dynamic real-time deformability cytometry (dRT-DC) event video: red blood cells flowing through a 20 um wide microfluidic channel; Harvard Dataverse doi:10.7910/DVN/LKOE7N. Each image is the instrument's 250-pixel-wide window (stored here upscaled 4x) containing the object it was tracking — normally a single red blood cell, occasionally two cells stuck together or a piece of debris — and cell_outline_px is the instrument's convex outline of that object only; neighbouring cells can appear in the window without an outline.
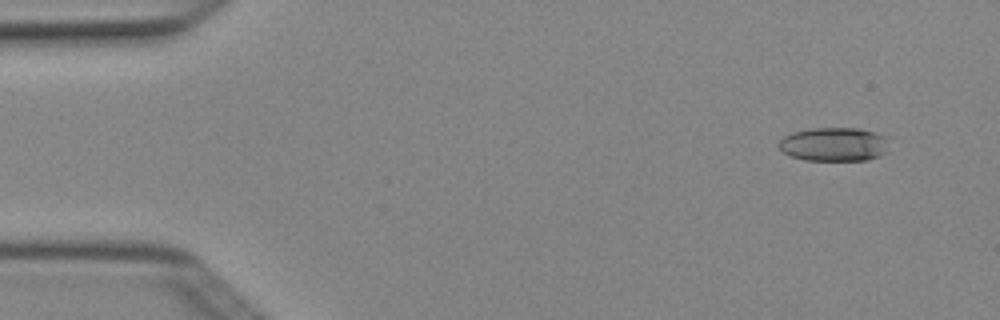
{"species": "Egyptian fruit bat (a non-hibernating species)", "species_latin": "Rousettus aegyptiacus", "temperature_condition": "cold", "stored_images_in_passage": 3, "camera_frame_rate_fps": 3000, "um_per_image_px": 0.085, "animal": {"sex": "female"}, "frame": {"image": 1, "passage_image": 1, "time_ms": 0.0, "image_size_px": [1000, 320], "cell_outline_px": [[888, 152], [880, 156], [868, 160], [804, 160], [788, 156], [776, 144], [784, 136], [792, 132], [812, 128], [856, 128], [876, 132], [884, 136]], "centroid_in_image_um": [70.86, 12.27], "position_along_channel_um": 14.1, "area_um2": 21.85}}
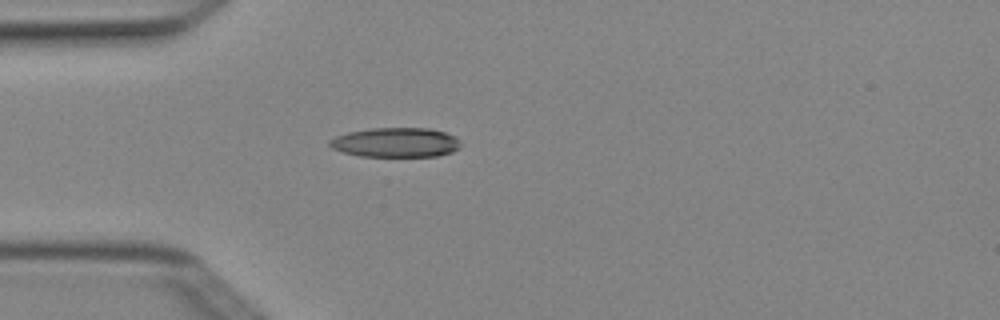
{"frame": {"image": 2, "passage_image": 3, "time_ms": 0.667, "image_size_px": [1000, 320], "cell_outline_px": [[460, 148], [452, 152], [436, 156], [360, 156], [344, 152], [332, 148], [328, 144], [328, 140], [336, 136], [348, 132], [372, 128], [428, 128], [444, 132], [456, 136], [460, 140]], "centroid_in_image_um": [33.65, 12.1], "position_along_channel_um": 51.3, "area_um2": 22.6}}